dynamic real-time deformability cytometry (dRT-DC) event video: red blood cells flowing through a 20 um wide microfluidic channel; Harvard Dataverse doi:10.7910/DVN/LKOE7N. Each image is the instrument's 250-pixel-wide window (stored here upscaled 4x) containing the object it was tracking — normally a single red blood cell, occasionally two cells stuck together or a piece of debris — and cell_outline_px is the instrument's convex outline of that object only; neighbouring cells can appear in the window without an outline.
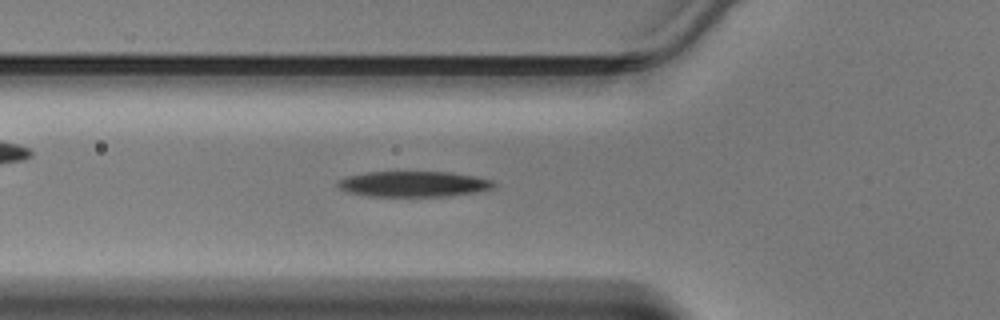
{"species": "Egyptian fruit bat (a non-hibernating species)", "species_latin": "Rousettus aegyptiacus", "temperature_condition": "warm", "stored_images_in_passage": 36, "camera_frame_rate_fps": 3000, "um_per_image_px": 0.085, "animal": {"sex": "male"}, "frame": {"image": 1, "passage_image": 15, "time_ms": 4.667, "image_size_px": [1000, 320], "cell_outline_px": [[496, 184], [492, 188], [476, 192], [448, 196], [368, 196], [348, 192], [340, 188], [336, 184], [336, 180], [344, 176], [364, 172], [452, 172], [476, 176], [492, 180]], "centroid_in_image_um": [35.11, 15.63], "position_along_channel_um": 90.7, "area_um2": 23.47}}
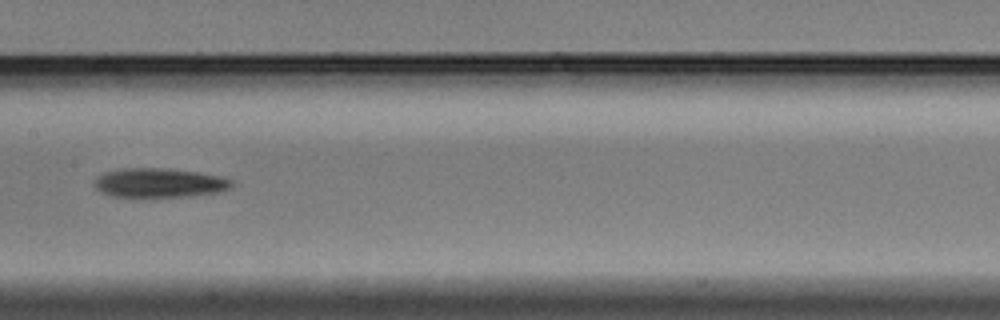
{"frame": {"image": 2, "passage_image": 22, "time_ms": 7.0, "image_size_px": [1000, 320], "cell_outline_px": [[236, 184], [232, 188], [220, 192], [192, 196], [140, 200], [132, 200], [112, 196], [100, 192], [96, 188], [96, 180], [104, 172], [124, 168], [156, 168], [200, 172], [220, 176], [232, 180]], "centroid_in_image_um": [13.57, 15.6], "position_along_channel_um": 193.8, "area_um2": 24.51}}
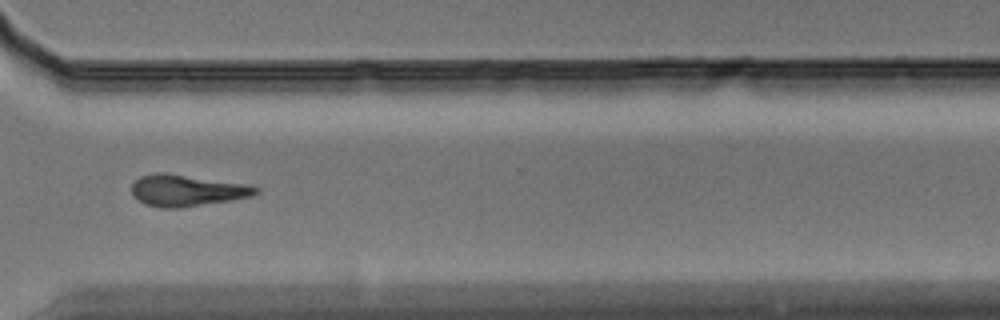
{"frame": {"image": 3, "passage_image": 33, "time_ms": 10.667, "image_size_px": [1000, 320], "cell_outline_px": [[260, 192], [252, 196], [232, 200], [180, 208], [160, 208], [144, 204], [136, 200], [132, 196], [132, 184], [140, 176], [156, 172], [164, 172], [248, 184], [260, 188]], "centroid_in_image_um": [15.87, 16.19], "position_along_channel_um": 354.7, "area_um2": 23.12}}